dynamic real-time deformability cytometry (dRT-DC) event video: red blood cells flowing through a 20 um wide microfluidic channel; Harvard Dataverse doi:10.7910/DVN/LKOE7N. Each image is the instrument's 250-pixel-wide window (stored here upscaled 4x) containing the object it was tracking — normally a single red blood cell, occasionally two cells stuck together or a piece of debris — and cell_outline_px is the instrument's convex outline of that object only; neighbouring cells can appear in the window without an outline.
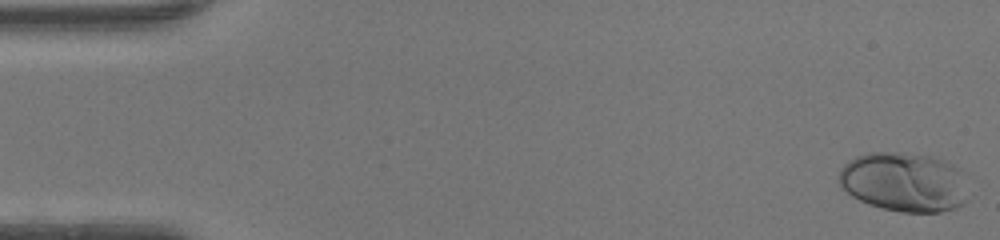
{"species": "human", "species_latin": "Homo sapiens", "temperature_condition": "warm", "stored_images_in_passage": 49, "camera_frame_rate_fps": 3000, "um_per_image_px": 0.085, "donor": {"sex": "female"}, "frame": {"image": 1, "passage_image": 1, "time_ms": 0.0, "image_size_px": [1000, 240], "cell_outline_px": [[968, 200], [964, 204], [956, 208], [940, 212], [900, 212], [868, 204], [852, 196], [840, 184], [840, 168], [848, 160], [856, 156], [868, 152], [896, 152], [932, 156], [952, 164], [956, 168]], "centroid_in_image_um": [76.8, 15.48], "position_along_channel_um": 8.2, "area_um2": 44.33}}
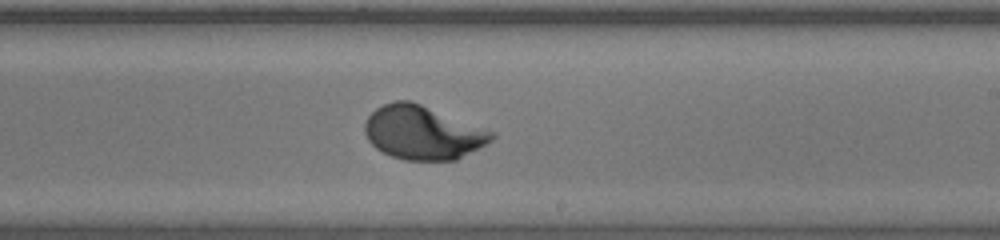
{"frame": {"image": 2, "passage_image": 29, "time_ms": 9.333, "image_size_px": [1000, 240], "cell_outline_px": [[496, 136], [488, 144], [456, 160], [404, 160], [392, 156], [376, 148], [368, 140], [364, 132], [364, 124], [368, 116], [376, 108], [392, 100], [412, 100], [496, 132]], "centroid_in_image_um": [35.96, 11.26], "position_along_channel_um": 253.0, "area_um2": 40.06}}
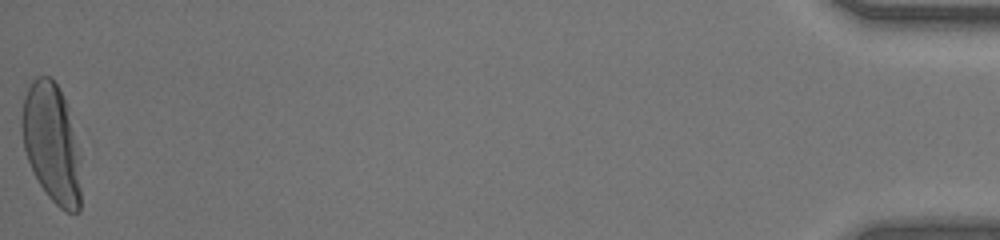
{"frame": {"image": 3, "passage_image": 49, "time_ms": 16.0, "image_size_px": [1000, 240], "cell_outline_px": [[80, 212], [64, 212], [48, 196], [32, 172], [24, 148], [20, 124], [20, 120], [24, 96], [32, 80], [36, 76], [48, 76], [56, 84], [68, 108], [80, 156]], "centroid_in_image_um": [4.37, 12.18], "position_along_channel_um": 430.8, "area_um2": 41.1}, "authors_computed_cell_mechanics": {"area_um2": 39.304, "velocity_mm_per_s": 4.2374, "shape_relaxation_time_tau1_ms": 2.7753, "shape_relaxation_time_tau2_ms": null, "deformation_change_tau1": 0.1971, "deformation_change_tau2": null}}